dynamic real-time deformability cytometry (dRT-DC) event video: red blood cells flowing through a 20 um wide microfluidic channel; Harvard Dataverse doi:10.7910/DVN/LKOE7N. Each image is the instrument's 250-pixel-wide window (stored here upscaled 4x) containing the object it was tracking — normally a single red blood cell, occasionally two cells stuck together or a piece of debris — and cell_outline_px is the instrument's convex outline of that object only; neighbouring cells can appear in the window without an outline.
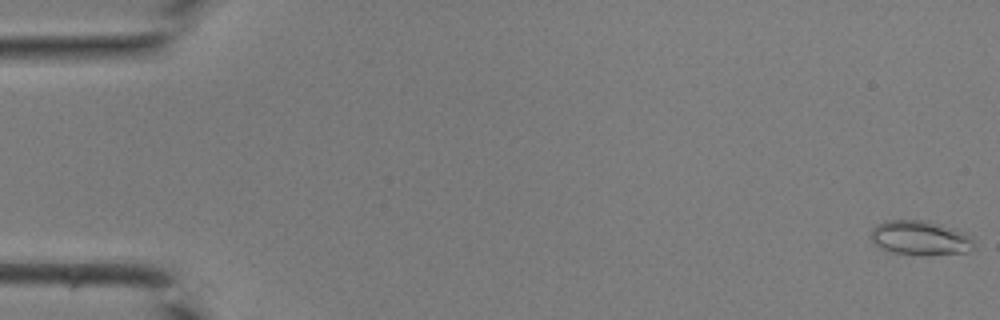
{"species": "common noctule bat (a hibernating species)", "species_latin": "Nyctalus noctula", "temperature_condition": "room temperature", "stored_images_in_passage": 43, "camera_frame_rate_fps": 3000, "um_per_image_px": 0.085, "animal": {"sex": "male", "body_mass_g": 19.0, "forearm_length_mm": 50.8}, "frame": {"image": 1, "passage_image": 1, "time_ms": 0.0, "image_size_px": [1000, 320], "cell_outline_px": [[976, 248], [964, 252], [888, 252], [880, 248], [872, 240], [872, 228], [876, 224], [884, 220], [924, 220], [940, 224], [964, 232], [972, 240]], "centroid_in_image_um": [78.17, 20.16], "position_along_channel_um": 6.8, "area_um2": 19.77}}
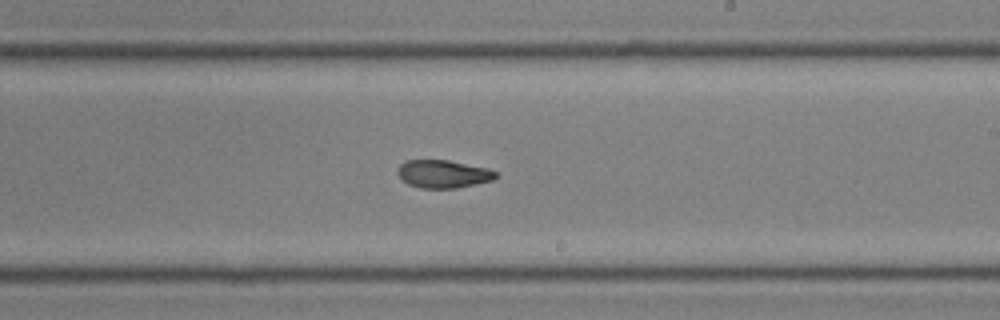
{"frame": {"image": 2, "passage_image": 26, "time_ms": 8.333, "image_size_px": [1000, 320], "cell_outline_px": [[500, 176], [492, 180], [476, 184], [456, 188], [420, 188], [408, 184], [396, 172], [396, 168], [400, 164], [408, 160], [448, 160], [488, 168], [496, 172]], "centroid_in_image_um": [37.68, 14.78], "position_along_channel_um": 251.3, "area_um2": 16.01}}
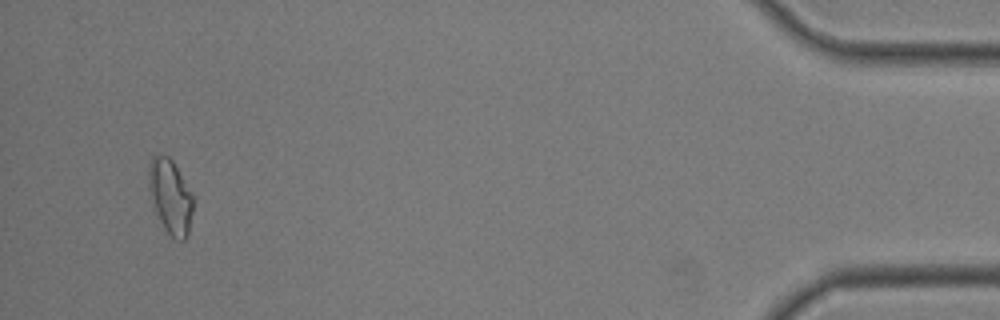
{"frame": {"image": 3, "passage_image": 41, "time_ms": 13.333, "image_size_px": [1000, 320], "cell_outline_px": [[192, 212], [188, 236], [184, 240], [176, 240], [164, 228], [152, 212], [148, 188], [148, 164], [152, 156], [168, 156], [172, 160], [192, 192]], "centroid_in_image_um": [14.43, 16.73], "position_along_channel_um": 420.8, "area_um2": 19.71}}